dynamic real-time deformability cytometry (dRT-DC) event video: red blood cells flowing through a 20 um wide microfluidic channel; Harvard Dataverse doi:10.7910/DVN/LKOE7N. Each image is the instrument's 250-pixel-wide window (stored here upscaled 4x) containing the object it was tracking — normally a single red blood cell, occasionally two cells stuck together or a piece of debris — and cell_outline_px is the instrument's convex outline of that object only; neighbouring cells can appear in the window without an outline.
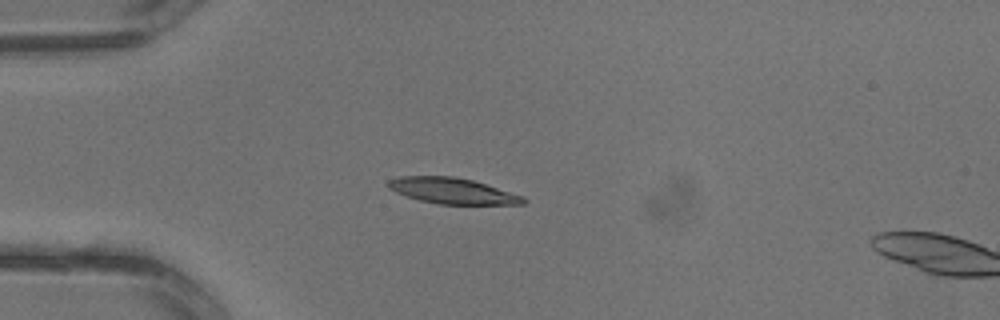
{"species": "common noctule bat (a hibernating species)", "species_latin": "Nyctalus noctula", "temperature_condition": "warm", "stored_images_in_passage": 3, "camera_frame_rate_fps": 3000, "um_per_image_px": 0.085, "animal": {"sex": "male", "body_mass_g": 13.3}, "frame": {"image": 1, "passage_image": 2, "time_ms": 0.333, "image_size_px": [1000, 320], "cell_outline_px": [[528, 200], [524, 204], [440, 204], [420, 200], [396, 192], [388, 188], [384, 184], [388, 180], [400, 176], [452, 176], [472, 180], [524, 196]], "centroid_in_image_um": [38.44, 16.22], "position_along_channel_um": 46.6, "area_um2": 20.29}}